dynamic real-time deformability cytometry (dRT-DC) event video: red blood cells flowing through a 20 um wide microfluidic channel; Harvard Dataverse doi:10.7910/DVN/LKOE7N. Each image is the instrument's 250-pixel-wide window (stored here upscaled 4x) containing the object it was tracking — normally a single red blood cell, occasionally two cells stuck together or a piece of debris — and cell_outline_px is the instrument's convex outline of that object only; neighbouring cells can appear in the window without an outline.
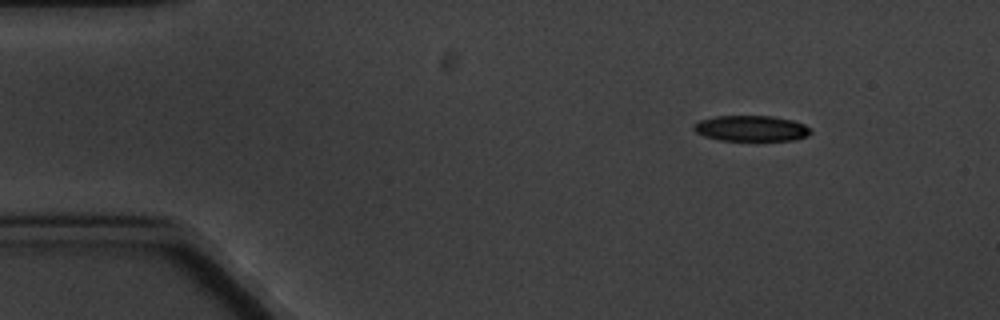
{"species": "common noctule bat (a hibernating species)", "species_latin": "Nyctalus noctula", "temperature_condition": "cold", "stored_images_in_passage": 4, "camera_frame_rate_fps": 3000, "um_per_image_px": 0.085, "animal": {"sex": "male", "body_mass_g": 20.1, "forearm_length_mm": 53.5}, "frame": {"image": 1, "passage_image": 1, "time_ms": 0.0, "image_size_px": [1000, 320], "cell_outline_px": [[812, 132], [808, 136], [796, 140], [720, 140], [704, 136], [696, 132], [692, 128], [692, 124], [700, 120], [716, 116], [772, 116], [792, 120], [804, 124], [812, 128]], "centroid_in_image_um": [63.87, 10.91], "position_along_channel_um": 21.1, "area_um2": 17.63}}
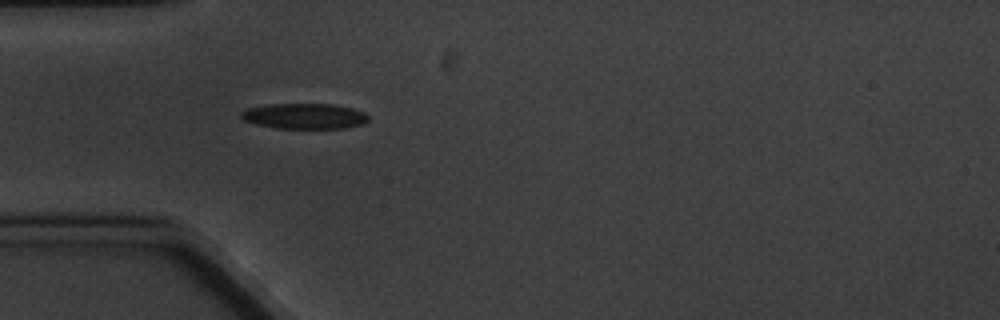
{"frame": {"image": 2, "passage_image": 4, "time_ms": 3.333, "image_size_px": [1000, 320], "cell_outline_px": [[368, 120], [364, 124], [344, 128], [276, 128], [256, 124], [244, 120], [240, 116], [240, 112], [248, 108], [272, 104], [332, 104], [352, 108], [364, 112], [368, 116]], "centroid_in_image_um": [25.89, 9.87], "position_along_channel_um": 59.1, "area_um2": 18.84}}